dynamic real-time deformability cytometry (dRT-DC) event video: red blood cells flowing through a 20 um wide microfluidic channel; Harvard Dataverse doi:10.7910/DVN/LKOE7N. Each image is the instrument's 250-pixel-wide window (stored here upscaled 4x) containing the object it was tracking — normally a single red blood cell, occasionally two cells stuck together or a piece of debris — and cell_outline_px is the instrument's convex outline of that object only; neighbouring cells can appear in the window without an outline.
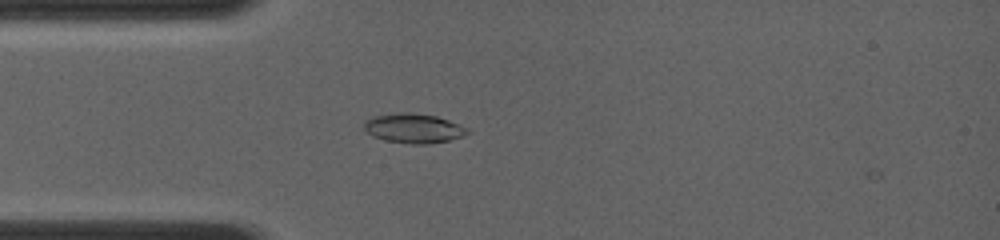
{"species": "common noctule bat (a hibernating species)", "species_latin": "Nyctalus noctula", "temperature_condition": "room temperature", "stored_images_in_passage": 2, "camera_frame_rate_fps": 4000, "um_per_image_px": 0.085, "animal": {"sex": "female", "body_mass_g": 19.0, "forearm_length_mm": 56.7}, "frame": {"image": 1, "passage_image": 1, "time_ms": 0.0, "image_size_px": [1000, 240], "cell_outline_px": [[472, 132], [464, 136], [448, 140], [428, 144], [412, 144], [384, 140], [372, 136], [364, 128], [364, 120], [376, 116], [396, 112], [408, 112], [436, 116], [448, 120], [468, 128]], "centroid_in_image_um": [35.17, 10.91], "position_along_channel_um": 49.8, "area_um2": 17.8}}